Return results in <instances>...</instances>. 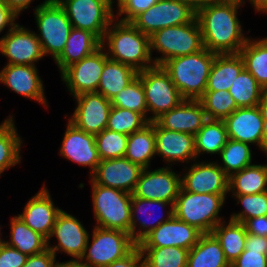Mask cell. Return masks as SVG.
Returning a JSON list of instances; mask_svg holds the SVG:
<instances>
[{
	"mask_svg": "<svg viewBox=\"0 0 267 267\" xmlns=\"http://www.w3.org/2000/svg\"><path fill=\"white\" fill-rule=\"evenodd\" d=\"M238 1L220 0L196 11L203 45L216 54H238L248 38L238 19Z\"/></svg>",
	"mask_w": 267,
	"mask_h": 267,
	"instance_id": "obj_1",
	"label": "cell"
},
{
	"mask_svg": "<svg viewBox=\"0 0 267 267\" xmlns=\"http://www.w3.org/2000/svg\"><path fill=\"white\" fill-rule=\"evenodd\" d=\"M116 21L111 22L101 41L107 57L131 66L137 72L155 66L150 52V37L131 22Z\"/></svg>",
	"mask_w": 267,
	"mask_h": 267,
	"instance_id": "obj_2",
	"label": "cell"
},
{
	"mask_svg": "<svg viewBox=\"0 0 267 267\" xmlns=\"http://www.w3.org/2000/svg\"><path fill=\"white\" fill-rule=\"evenodd\" d=\"M215 55L204 47L190 55L171 58L162 67L184 99L199 100L205 92Z\"/></svg>",
	"mask_w": 267,
	"mask_h": 267,
	"instance_id": "obj_3",
	"label": "cell"
},
{
	"mask_svg": "<svg viewBox=\"0 0 267 267\" xmlns=\"http://www.w3.org/2000/svg\"><path fill=\"white\" fill-rule=\"evenodd\" d=\"M226 195L197 194L181 187L173 205L174 216L196 227L203 234L211 233L217 224L225 221L219 212L226 202Z\"/></svg>",
	"mask_w": 267,
	"mask_h": 267,
	"instance_id": "obj_4",
	"label": "cell"
},
{
	"mask_svg": "<svg viewBox=\"0 0 267 267\" xmlns=\"http://www.w3.org/2000/svg\"><path fill=\"white\" fill-rule=\"evenodd\" d=\"M204 48L200 26L196 17L187 24L162 28L150 36V52L161 53L154 57L155 65L162 66L167 60L190 55Z\"/></svg>",
	"mask_w": 267,
	"mask_h": 267,
	"instance_id": "obj_5",
	"label": "cell"
},
{
	"mask_svg": "<svg viewBox=\"0 0 267 267\" xmlns=\"http://www.w3.org/2000/svg\"><path fill=\"white\" fill-rule=\"evenodd\" d=\"M90 182L95 226L130 234L132 194Z\"/></svg>",
	"mask_w": 267,
	"mask_h": 267,
	"instance_id": "obj_6",
	"label": "cell"
},
{
	"mask_svg": "<svg viewBox=\"0 0 267 267\" xmlns=\"http://www.w3.org/2000/svg\"><path fill=\"white\" fill-rule=\"evenodd\" d=\"M38 28V40L45 56L55 60L66 46L73 28L67 13L57 0H45L33 9Z\"/></svg>",
	"mask_w": 267,
	"mask_h": 267,
	"instance_id": "obj_7",
	"label": "cell"
},
{
	"mask_svg": "<svg viewBox=\"0 0 267 267\" xmlns=\"http://www.w3.org/2000/svg\"><path fill=\"white\" fill-rule=\"evenodd\" d=\"M92 231L91 238L89 235L92 240L89 243L88 239L81 258L88 267H106L128 255L137 246L127 232L98 226H94Z\"/></svg>",
	"mask_w": 267,
	"mask_h": 267,
	"instance_id": "obj_8",
	"label": "cell"
},
{
	"mask_svg": "<svg viewBox=\"0 0 267 267\" xmlns=\"http://www.w3.org/2000/svg\"><path fill=\"white\" fill-rule=\"evenodd\" d=\"M142 82L150 122L178 106L185 99L171 81L169 73L160 65L138 72Z\"/></svg>",
	"mask_w": 267,
	"mask_h": 267,
	"instance_id": "obj_9",
	"label": "cell"
},
{
	"mask_svg": "<svg viewBox=\"0 0 267 267\" xmlns=\"http://www.w3.org/2000/svg\"><path fill=\"white\" fill-rule=\"evenodd\" d=\"M67 13L71 25L93 33L102 41L115 19L113 5L107 0H57Z\"/></svg>",
	"mask_w": 267,
	"mask_h": 267,
	"instance_id": "obj_10",
	"label": "cell"
},
{
	"mask_svg": "<svg viewBox=\"0 0 267 267\" xmlns=\"http://www.w3.org/2000/svg\"><path fill=\"white\" fill-rule=\"evenodd\" d=\"M196 11L180 0H159L145 12L136 16L131 23L149 37L166 27L190 23Z\"/></svg>",
	"mask_w": 267,
	"mask_h": 267,
	"instance_id": "obj_11",
	"label": "cell"
},
{
	"mask_svg": "<svg viewBox=\"0 0 267 267\" xmlns=\"http://www.w3.org/2000/svg\"><path fill=\"white\" fill-rule=\"evenodd\" d=\"M108 59L106 51L100 46L92 54L65 68L60 77L71 96L97 92L105 62Z\"/></svg>",
	"mask_w": 267,
	"mask_h": 267,
	"instance_id": "obj_12",
	"label": "cell"
},
{
	"mask_svg": "<svg viewBox=\"0 0 267 267\" xmlns=\"http://www.w3.org/2000/svg\"><path fill=\"white\" fill-rule=\"evenodd\" d=\"M143 168L132 193L134 197L174 203L181 189V175L172 166Z\"/></svg>",
	"mask_w": 267,
	"mask_h": 267,
	"instance_id": "obj_13",
	"label": "cell"
},
{
	"mask_svg": "<svg viewBox=\"0 0 267 267\" xmlns=\"http://www.w3.org/2000/svg\"><path fill=\"white\" fill-rule=\"evenodd\" d=\"M89 233L80 220L72 214L61 210L47 239V248L55 256L59 251V253H65L73 259H81L86 249ZM51 238H56L57 244L52 246L50 244Z\"/></svg>",
	"mask_w": 267,
	"mask_h": 267,
	"instance_id": "obj_14",
	"label": "cell"
},
{
	"mask_svg": "<svg viewBox=\"0 0 267 267\" xmlns=\"http://www.w3.org/2000/svg\"><path fill=\"white\" fill-rule=\"evenodd\" d=\"M0 53L7 58L6 64L32 65L45 55L35 31L16 23L0 38Z\"/></svg>",
	"mask_w": 267,
	"mask_h": 267,
	"instance_id": "obj_15",
	"label": "cell"
},
{
	"mask_svg": "<svg viewBox=\"0 0 267 267\" xmlns=\"http://www.w3.org/2000/svg\"><path fill=\"white\" fill-rule=\"evenodd\" d=\"M191 163L181 175V186L185 191L197 194H228L229 176L219 167L218 161Z\"/></svg>",
	"mask_w": 267,
	"mask_h": 267,
	"instance_id": "obj_16",
	"label": "cell"
},
{
	"mask_svg": "<svg viewBox=\"0 0 267 267\" xmlns=\"http://www.w3.org/2000/svg\"><path fill=\"white\" fill-rule=\"evenodd\" d=\"M73 99L77 106L71 117H68L69 122L78 129L93 135L106 129L112 108L110 100L97 92L82 93Z\"/></svg>",
	"mask_w": 267,
	"mask_h": 267,
	"instance_id": "obj_17",
	"label": "cell"
},
{
	"mask_svg": "<svg viewBox=\"0 0 267 267\" xmlns=\"http://www.w3.org/2000/svg\"><path fill=\"white\" fill-rule=\"evenodd\" d=\"M156 156L162 157L167 166L172 163H191L198 160L195 135L167 130L154 121ZM191 161V162H190Z\"/></svg>",
	"mask_w": 267,
	"mask_h": 267,
	"instance_id": "obj_18",
	"label": "cell"
},
{
	"mask_svg": "<svg viewBox=\"0 0 267 267\" xmlns=\"http://www.w3.org/2000/svg\"><path fill=\"white\" fill-rule=\"evenodd\" d=\"M143 168L127 158L100 160L90 179L99 185L133 193Z\"/></svg>",
	"mask_w": 267,
	"mask_h": 267,
	"instance_id": "obj_19",
	"label": "cell"
},
{
	"mask_svg": "<svg viewBox=\"0 0 267 267\" xmlns=\"http://www.w3.org/2000/svg\"><path fill=\"white\" fill-rule=\"evenodd\" d=\"M43 80L36 66L6 64L0 71V83L13 92L48 108Z\"/></svg>",
	"mask_w": 267,
	"mask_h": 267,
	"instance_id": "obj_20",
	"label": "cell"
},
{
	"mask_svg": "<svg viewBox=\"0 0 267 267\" xmlns=\"http://www.w3.org/2000/svg\"><path fill=\"white\" fill-rule=\"evenodd\" d=\"M203 233L196 227L176 218L174 215L167 222L160 224L149 233L139 244V247L175 246L190 250L198 243Z\"/></svg>",
	"mask_w": 267,
	"mask_h": 267,
	"instance_id": "obj_21",
	"label": "cell"
},
{
	"mask_svg": "<svg viewBox=\"0 0 267 267\" xmlns=\"http://www.w3.org/2000/svg\"><path fill=\"white\" fill-rule=\"evenodd\" d=\"M59 151L64 159L75 162L80 166L90 167L89 176L93 174L100 163L95 135L78 129L69 121Z\"/></svg>",
	"mask_w": 267,
	"mask_h": 267,
	"instance_id": "obj_22",
	"label": "cell"
},
{
	"mask_svg": "<svg viewBox=\"0 0 267 267\" xmlns=\"http://www.w3.org/2000/svg\"><path fill=\"white\" fill-rule=\"evenodd\" d=\"M173 205L174 203L150 199H141L132 195L130 223V235L132 240L138 245L149 233L155 230L160 224H162L163 222H167L171 217H173ZM167 206H170L168 208V211L165 214H159V216H157L158 214L157 211H154V207H159L162 211L163 209H165V207L167 208ZM155 212L157 214L156 216L154 215ZM141 216H143L144 218ZM147 217L149 218V221L147 220Z\"/></svg>",
	"mask_w": 267,
	"mask_h": 267,
	"instance_id": "obj_23",
	"label": "cell"
},
{
	"mask_svg": "<svg viewBox=\"0 0 267 267\" xmlns=\"http://www.w3.org/2000/svg\"><path fill=\"white\" fill-rule=\"evenodd\" d=\"M49 189L46 185L26 202L23 212L17 216L33 231L39 232L46 239L51 234L52 228L59 212L62 210L54 205Z\"/></svg>",
	"mask_w": 267,
	"mask_h": 267,
	"instance_id": "obj_24",
	"label": "cell"
},
{
	"mask_svg": "<svg viewBox=\"0 0 267 267\" xmlns=\"http://www.w3.org/2000/svg\"><path fill=\"white\" fill-rule=\"evenodd\" d=\"M207 120L206 112L199 100L185 99L155 121L167 130L195 135Z\"/></svg>",
	"mask_w": 267,
	"mask_h": 267,
	"instance_id": "obj_25",
	"label": "cell"
},
{
	"mask_svg": "<svg viewBox=\"0 0 267 267\" xmlns=\"http://www.w3.org/2000/svg\"><path fill=\"white\" fill-rule=\"evenodd\" d=\"M224 122L228 138L250 145L256 144L260 149L264 119L258 106L237 108Z\"/></svg>",
	"mask_w": 267,
	"mask_h": 267,
	"instance_id": "obj_26",
	"label": "cell"
},
{
	"mask_svg": "<svg viewBox=\"0 0 267 267\" xmlns=\"http://www.w3.org/2000/svg\"><path fill=\"white\" fill-rule=\"evenodd\" d=\"M101 46V41L90 31L72 28L66 46L62 53L54 60L60 73L86 56L92 54Z\"/></svg>",
	"mask_w": 267,
	"mask_h": 267,
	"instance_id": "obj_27",
	"label": "cell"
},
{
	"mask_svg": "<svg viewBox=\"0 0 267 267\" xmlns=\"http://www.w3.org/2000/svg\"><path fill=\"white\" fill-rule=\"evenodd\" d=\"M243 69L244 62L239 53L216 54L205 91H229Z\"/></svg>",
	"mask_w": 267,
	"mask_h": 267,
	"instance_id": "obj_28",
	"label": "cell"
},
{
	"mask_svg": "<svg viewBox=\"0 0 267 267\" xmlns=\"http://www.w3.org/2000/svg\"><path fill=\"white\" fill-rule=\"evenodd\" d=\"M187 267H231L219 241L212 233H204L188 254Z\"/></svg>",
	"mask_w": 267,
	"mask_h": 267,
	"instance_id": "obj_29",
	"label": "cell"
},
{
	"mask_svg": "<svg viewBox=\"0 0 267 267\" xmlns=\"http://www.w3.org/2000/svg\"><path fill=\"white\" fill-rule=\"evenodd\" d=\"M138 75L131 66L108 59L100 77L97 93L111 100Z\"/></svg>",
	"mask_w": 267,
	"mask_h": 267,
	"instance_id": "obj_30",
	"label": "cell"
},
{
	"mask_svg": "<svg viewBox=\"0 0 267 267\" xmlns=\"http://www.w3.org/2000/svg\"><path fill=\"white\" fill-rule=\"evenodd\" d=\"M156 155L154 121L149 122L141 130L128 136L125 158L139 164L142 168H150L151 160Z\"/></svg>",
	"mask_w": 267,
	"mask_h": 267,
	"instance_id": "obj_31",
	"label": "cell"
},
{
	"mask_svg": "<svg viewBox=\"0 0 267 267\" xmlns=\"http://www.w3.org/2000/svg\"><path fill=\"white\" fill-rule=\"evenodd\" d=\"M267 191V164H251L229 177V194L248 195Z\"/></svg>",
	"mask_w": 267,
	"mask_h": 267,
	"instance_id": "obj_32",
	"label": "cell"
},
{
	"mask_svg": "<svg viewBox=\"0 0 267 267\" xmlns=\"http://www.w3.org/2000/svg\"><path fill=\"white\" fill-rule=\"evenodd\" d=\"M239 55L243 59L244 68L256 79L263 90H267V37L248 38Z\"/></svg>",
	"mask_w": 267,
	"mask_h": 267,
	"instance_id": "obj_33",
	"label": "cell"
},
{
	"mask_svg": "<svg viewBox=\"0 0 267 267\" xmlns=\"http://www.w3.org/2000/svg\"><path fill=\"white\" fill-rule=\"evenodd\" d=\"M219 241L226 259L231 264L245 250L247 231L243 223L228 220L217 224L211 232Z\"/></svg>",
	"mask_w": 267,
	"mask_h": 267,
	"instance_id": "obj_34",
	"label": "cell"
},
{
	"mask_svg": "<svg viewBox=\"0 0 267 267\" xmlns=\"http://www.w3.org/2000/svg\"><path fill=\"white\" fill-rule=\"evenodd\" d=\"M4 242L28 256L47 249V239L39 232L33 231L18 216L11 217L10 239Z\"/></svg>",
	"mask_w": 267,
	"mask_h": 267,
	"instance_id": "obj_35",
	"label": "cell"
},
{
	"mask_svg": "<svg viewBox=\"0 0 267 267\" xmlns=\"http://www.w3.org/2000/svg\"><path fill=\"white\" fill-rule=\"evenodd\" d=\"M13 115L0 124V176L7 169L21 163L22 137L18 135Z\"/></svg>",
	"mask_w": 267,
	"mask_h": 267,
	"instance_id": "obj_36",
	"label": "cell"
},
{
	"mask_svg": "<svg viewBox=\"0 0 267 267\" xmlns=\"http://www.w3.org/2000/svg\"><path fill=\"white\" fill-rule=\"evenodd\" d=\"M228 140L224 120L208 119L195 134V150L197 158L200 154L220 155Z\"/></svg>",
	"mask_w": 267,
	"mask_h": 267,
	"instance_id": "obj_37",
	"label": "cell"
},
{
	"mask_svg": "<svg viewBox=\"0 0 267 267\" xmlns=\"http://www.w3.org/2000/svg\"><path fill=\"white\" fill-rule=\"evenodd\" d=\"M145 267H187L189 250L185 248L140 247Z\"/></svg>",
	"mask_w": 267,
	"mask_h": 267,
	"instance_id": "obj_38",
	"label": "cell"
},
{
	"mask_svg": "<svg viewBox=\"0 0 267 267\" xmlns=\"http://www.w3.org/2000/svg\"><path fill=\"white\" fill-rule=\"evenodd\" d=\"M250 144L228 138L226 145L220 152L219 167L230 177L252 164V150Z\"/></svg>",
	"mask_w": 267,
	"mask_h": 267,
	"instance_id": "obj_39",
	"label": "cell"
},
{
	"mask_svg": "<svg viewBox=\"0 0 267 267\" xmlns=\"http://www.w3.org/2000/svg\"><path fill=\"white\" fill-rule=\"evenodd\" d=\"M263 88L244 68L229 89L238 108L258 106Z\"/></svg>",
	"mask_w": 267,
	"mask_h": 267,
	"instance_id": "obj_40",
	"label": "cell"
},
{
	"mask_svg": "<svg viewBox=\"0 0 267 267\" xmlns=\"http://www.w3.org/2000/svg\"><path fill=\"white\" fill-rule=\"evenodd\" d=\"M110 101L112 106L135 111L150 122L144 88L141 79L138 76Z\"/></svg>",
	"mask_w": 267,
	"mask_h": 267,
	"instance_id": "obj_41",
	"label": "cell"
},
{
	"mask_svg": "<svg viewBox=\"0 0 267 267\" xmlns=\"http://www.w3.org/2000/svg\"><path fill=\"white\" fill-rule=\"evenodd\" d=\"M199 101L211 120H225L238 108L229 91H205Z\"/></svg>",
	"mask_w": 267,
	"mask_h": 267,
	"instance_id": "obj_42",
	"label": "cell"
},
{
	"mask_svg": "<svg viewBox=\"0 0 267 267\" xmlns=\"http://www.w3.org/2000/svg\"><path fill=\"white\" fill-rule=\"evenodd\" d=\"M148 123L141 114L135 111L112 106L106 129L129 136Z\"/></svg>",
	"mask_w": 267,
	"mask_h": 267,
	"instance_id": "obj_43",
	"label": "cell"
},
{
	"mask_svg": "<svg viewBox=\"0 0 267 267\" xmlns=\"http://www.w3.org/2000/svg\"><path fill=\"white\" fill-rule=\"evenodd\" d=\"M128 135L104 129L95 135V144L100 160L122 158L125 156Z\"/></svg>",
	"mask_w": 267,
	"mask_h": 267,
	"instance_id": "obj_44",
	"label": "cell"
},
{
	"mask_svg": "<svg viewBox=\"0 0 267 267\" xmlns=\"http://www.w3.org/2000/svg\"><path fill=\"white\" fill-rule=\"evenodd\" d=\"M237 199V204L243 206L238 213H233L230 220L244 223L247 219L267 216V191L258 194L232 195Z\"/></svg>",
	"mask_w": 267,
	"mask_h": 267,
	"instance_id": "obj_45",
	"label": "cell"
},
{
	"mask_svg": "<svg viewBox=\"0 0 267 267\" xmlns=\"http://www.w3.org/2000/svg\"><path fill=\"white\" fill-rule=\"evenodd\" d=\"M159 0H117L115 19L122 22H131L140 13L145 12Z\"/></svg>",
	"mask_w": 267,
	"mask_h": 267,
	"instance_id": "obj_46",
	"label": "cell"
},
{
	"mask_svg": "<svg viewBox=\"0 0 267 267\" xmlns=\"http://www.w3.org/2000/svg\"><path fill=\"white\" fill-rule=\"evenodd\" d=\"M28 255L21 253L5 242L0 246V267H23Z\"/></svg>",
	"mask_w": 267,
	"mask_h": 267,
	"instance_id": "obj_47",
	"label": "cell"
},
{
	"mask_svg": "<svg viewBox=\"0 0 267 267\" xmlns=\"http://www.w3.org/2000/svg\"><path fill=\"white\" fill-rule=\"evenodd\" d=\"M231 267H267V255L262 254V251L244 250L231 263Z\"/></svg>",
	"mask_w": 267,
	"mask_h": 267,
	"instance_id": "obj_48",
	"label": "cell"
},
{
	"mask_svg": "<svg viewBox=\"0 0 267 267\" xmlns=\"http://www.w3.org/2000/svg\"><path fill=\"white\" fill-rule=\"evenodd\" d=\"M56 262L55 254L47 248L41 253L28 256L23 267H54Z\"/></svg>",
	"mask_w": 267,
	"mask_h": 267,
	"instance_id": "obj_49",
	"label": "cell"
},
{
	"mask_svg": "<svg viewBox=\"0 0 267 267\" xmlns=\"http://www.w3.org/2000/svg\"><path fill=\"white\" fill-rule=\"evenodd\" d=\"M106 267H145L140 247L137 245L128 255L115 260Z\"/></svg>",
	"mask_w": 267,
	"mask_h": 267,
	"instance_id": "obj_50",
	"label": "cell"
},
{
	"mask_svg": "<svg viewBox=\"0 0 267 267\" xmlns=\"http://www.w3.org/2000/svg\"><path fill=\"white\" fill-rule=\"evenodd\" d=\"M243 224L247 233L267 237V216L250 218Z\"/></svg>",
	"mask_w": 267,
	"mask_h": 267,
	"instance_id": "obj_51",
	"label": "cell"
},
{
	"mask_svg": "<svg viewBox=\"0 0 267 267\" xmlns=\"http://www.w3.org/2000/svg\"><path fill=\"white\" fill-rule=\"evenodd\" d=\"M19 17L0 0V33L7 28V32L17 23Z\"/></svg>",
	"mask_w": 267,
	"mask_h": 267,
	"instance_id": "obj_52",
	"label": "cell"
},
{
	"mask_svg": "<svg viewBox=\"0 0 267 267\" xmlns=\"http://www.w3.org/2000/svg\"><path fill=\"white\" fill-rule=\"evenodd\" d=\"M245 250L262 251V254L267 255V237L247 233Z\"/></svg>",
	"mask_w": 267,
	"mask_h": 267,
	"instance_id": "obj_53",
	"label": "cell"
},
{
	"mask_svg": "<svg viewBox=\"0 0 267 267\" xmlns=\"http://www.w3.org/2000/svg\"><path fill=\"white\" fill-rule=\"evenodd\" d=\"M17 16L27 10L33 0H2ZM35 1V0H34Z\"/></svg>",
	"mask_w": 267,
	"mask_h": 267,
	"instance_id": "obj_54",
	"label": "cell"
},
{
	"mask_svg": "<svg viewBox=\"0 0 267 267\" xmlns=\"http://www.w3.org/2000/svg\"><path fill=\"white\" fill-rule=\"evenodd\" d=\"M188 4L193 10L197 11L202 7L219 2L220 0H180Z\"/></svg>",
	"mask_w": 267,
	"mask_h": 267,
	"instance_id": "obj_55",
	"label": "cell"
},
{
	"mask_svg": "<svg viewBox=\"0 0 267 267\" xmlns=\"http://www.w3.org/2000/svg\"><path fill=\"white\" fill-rule=\"evenodd\" d=\"M245 0L241 3L244 5ZM249 3L253 6L256 12L267 14V0H249Z\"/></svg>",
	"mask_w": 267,
	"mask_h": 267,
	"instance_id": "obj_56",
	"label": "cell"
},
{
	"mask_svg": "<svg viewBox=\"0 0 267 267\" xmlns=\"http://www.w3.org/2000/svg\"><path fill=\"white\" fill-rule=\"evenodd\" d=\"M54 267H88L81 259H72L65 262H56Z\"/></svg>",
	"mask_w": 267,
	"mask_h": 267,
	"instance_id": "obj_57",
	"label": "cell"
},
{
	"mask_svg": "<svg viewBox=\"0 0 267 267\" xmlns=\"http://www.w3.org/2000/svg\"><path fill=\"white\" fill-rule=\"evenodd\" d=\"M258 107L260 109L262 118L267 121V90H263Z\"/></svg>",
	"mask_w": 267,
	"mask_h": 267,
	"instance_id": "obj_58",
	"label": "cell"
},
{
	"mask_svg": "<svg viewBox=\"0 0 267 267\" xmlns=\"http://www.w3.org/2000/svg\"><path fill=\"white\" fill-rule=\"evenodd\" d=\"M260 150L267 155V121L263 122V135Z\"/></svg>",
	"mask_w": 267,
	"mask_h": 267,
	"instance_id": "obj_59",
	"label": "cell"
},
{
	"mask_svg": "<svg viewBox=\"0 0 267 267\" xmlns=\"http://www.w3.org/2000/svg\"><path fill=\"white\" fill-rule=\"evenodd\" d=\"M1 227V226H0ZM2 234H1V228H0V246L4 243L5 240H3V238L1 239Z\"/></svg>",
	"mask_w": 267,
	"mask_h": 267,
	"instance_id": "obj_60",
	"label": "cell"
},
{
	"mask_svg": "<svg viewBox=\"0 0 267 267\" xmlns=\"http://www.w3.org/2000/svg\"><path fill=\"white\" fill-rule=\"evenodd\" d=\"M107 1H109L112 5H114V3H116L115 0H107Z\"/></svg>",
	"mask_w": 267,
	"mask_h": 267,
	"instance_id": "obj_61",
	"label": "cell"
},
{
	"mask_svg": "<svg viewBox=\"0 0 267 267\" xmlns=\"http://www.w3.org/2000/svg\"><path fill=\"white\" fill-rule=\"evenodd\" d=\"M226 1H238V2H242L243 0H226Z\"/></svg>",
	"mask_w": 267,
	"mask_h": 267,
	"instance_id": "obj_62",
	"label": "cell"
}]
</instances>
